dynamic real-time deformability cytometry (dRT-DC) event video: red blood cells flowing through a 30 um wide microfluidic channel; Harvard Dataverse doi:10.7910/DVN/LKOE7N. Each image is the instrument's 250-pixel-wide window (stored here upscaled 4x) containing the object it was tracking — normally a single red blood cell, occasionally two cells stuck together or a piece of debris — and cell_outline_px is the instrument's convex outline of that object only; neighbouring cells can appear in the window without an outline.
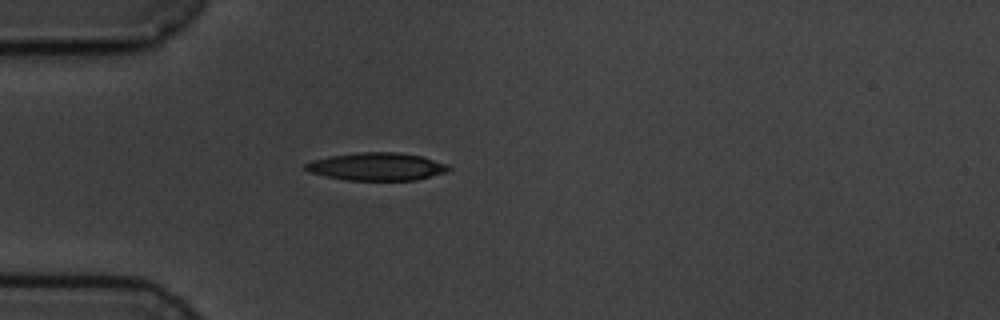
{"species": "common noctule bat (a hibernating species)", "species_latin": "Nyctalus noctula", "temperature_condition": "cold", "stored_images_in_passage": 1, "camera_frame_rate_fps": 3000, "um_per_image_px": 0.085, "animal": {"sex": "male", "body_mass_g": 19.5, "forearm_length_mm": 54.6}, "frame": {"image": 1, "passage_image": 1, "time_ms": 0.0, "image_size_px": [1000, 320], "cell_outline_px": [[452, 168], [448, 172], [416, 180], [348, 180], [308, 172], [304, 168], [304, 164], [312, 160], [328, 156], [356, 152], [396, 152], [424, 156], [448, 164]], "centroid_in_image_um": [32.06, 14.15], "position_along_channel_um": 52.9, "area_um2": 23.41}}